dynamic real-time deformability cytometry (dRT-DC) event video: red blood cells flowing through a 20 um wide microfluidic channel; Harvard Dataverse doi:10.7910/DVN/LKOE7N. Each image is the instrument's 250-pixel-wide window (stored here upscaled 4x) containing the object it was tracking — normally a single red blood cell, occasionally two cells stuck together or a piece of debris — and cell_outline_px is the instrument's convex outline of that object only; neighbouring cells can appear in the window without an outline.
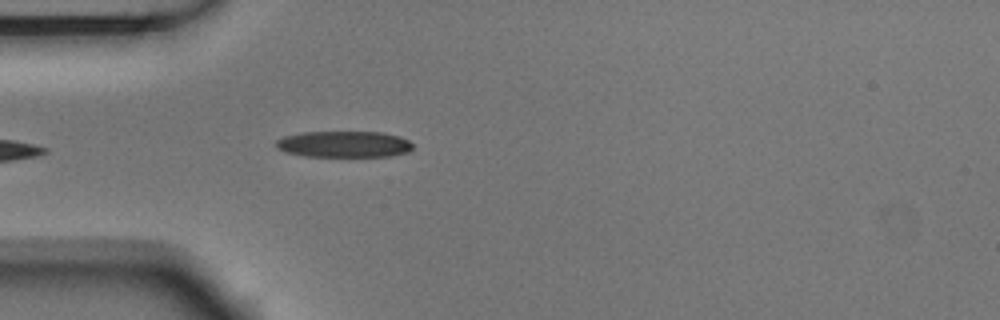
{"species": "Egyptian fruit bat (a non-hibernating species)", "species_latin": "Rousettus aegyptiacus", "temperature_condition": "room temperature", "stored_images_in_passage": 6, "camera_frame_rate_fps": 3000, "um_per_image_px": 0.085, "animal": {"sex": "male"}, "frame": {"image": 1, "passage_image": 6, "time_ms": 1.667, "image_size_px": [1000, 320], "cell_outline_px": [[412, 148], [408, 152], [392, 156], [304, 156], [284, 152], [276, 148], [276, 140], [284, 136], [304, 132], [384, 132], [400, 136], [408, 140], [412, 144]], "centroid_in_image_um": [29.23, 12.25], "position_along_channel_um": 55.8, "area_um2": 21.04}}